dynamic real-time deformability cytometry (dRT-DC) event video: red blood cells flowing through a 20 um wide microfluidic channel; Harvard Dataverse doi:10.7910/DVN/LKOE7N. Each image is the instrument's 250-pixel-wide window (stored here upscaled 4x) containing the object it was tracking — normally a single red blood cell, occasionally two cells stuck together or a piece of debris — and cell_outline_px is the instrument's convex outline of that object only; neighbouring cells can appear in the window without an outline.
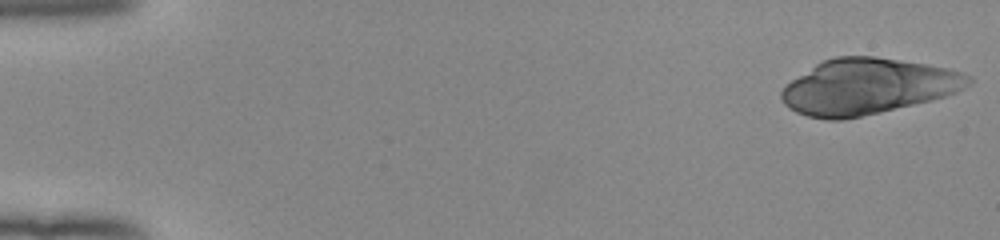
{"species": "human", "species_latin": "Homo sapiens", "temperature_condition": "room temperature", "stored_images_in_passage": 23, "camera_frame_rate_fps": 3000, "um_per_image_px": 0.085, "donor": {"sex": "female"}, "frame": {"image": 1, "passage_image": 1, "time_ms": 0.0, "image_size_px": [1000, 240], "cell_outline_px": [[972, 84], [956, 92], [932, 100], [880, 112], [844, 120], [828, 120], [808, 116], [796, 112], [788, 108], [784, 104], [780, 96], [780, 92], [792, 80], [816, 64], [824, 60], [836, 56], [876, 56], [948, 68], [964, 72], [972, 76]], "centroid_in_image_um": [73.77, 7.36], "position_along_channel_um": 11.2, "area_um2": 60.57}}